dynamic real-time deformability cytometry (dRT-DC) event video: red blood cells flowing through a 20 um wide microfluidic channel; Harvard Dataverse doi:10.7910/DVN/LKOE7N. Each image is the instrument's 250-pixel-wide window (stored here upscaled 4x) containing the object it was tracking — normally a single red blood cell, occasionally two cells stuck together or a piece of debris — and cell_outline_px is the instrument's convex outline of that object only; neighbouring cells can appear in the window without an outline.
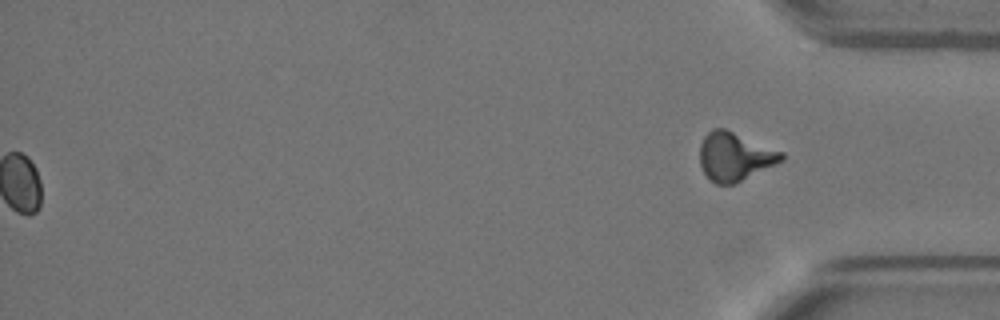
{"species": "Egyptian fruit bat (a non-hibernating species)", "species_latin": "Rousettus aegyptiacus", "temperature_condition": "warm", "stored_images_in_passage": 54, "segment_of_instrument_passage": [2, 2], "camera_frame_rate_fps": 3000, "um_per_image_px": 0.085, "animal": {"sex": "female"}, "frame": {"image": 1, "passage_image": 54, "time_ms": 17.667, "image_size_px": [1000, 320], "cell_outline_px": [[784, 160], [776, 164], [732, 184], [716, 184], [704, 172], [700, 164], [700, 144], [704, 136], [712, 128], [724, 128], [784, 152]], "centroid_in_image_um": [62.45, 13.28], "position_along_channel_um": 372.7, "area_um2": 22.77}}